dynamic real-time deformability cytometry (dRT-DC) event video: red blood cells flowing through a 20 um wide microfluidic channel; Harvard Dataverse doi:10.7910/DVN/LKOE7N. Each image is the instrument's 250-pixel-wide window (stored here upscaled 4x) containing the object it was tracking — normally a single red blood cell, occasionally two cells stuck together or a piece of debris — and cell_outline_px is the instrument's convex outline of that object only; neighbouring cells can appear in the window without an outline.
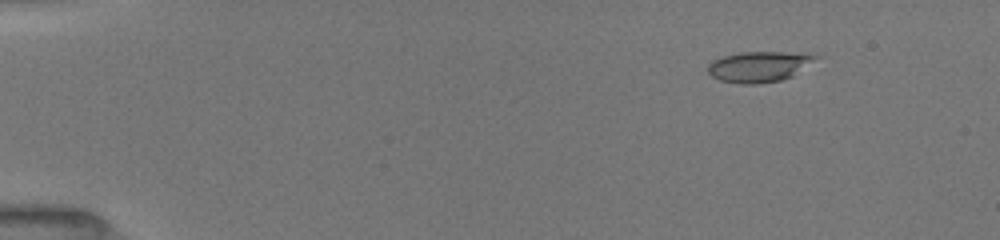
{"species": "common noctule bat (a hibernating species)", "species_latin": "Nyctalus noctula", "temperature_condition": "room temperature", "stored_images_in_passage": 29, "camera_frame_rate_fps": 3000, "um_per_image_px": 0.085, "animal": {"sex": "female", "body_mass_g": 19.5, "forearm_length_mm": 54.1}, "frame": {"image": 1, "passage_image": 10, "time_ms": 1.667, "image_size_px": [1000, 240], "cell_outline_px": [[824, 56], [792, 76], [780, 80], [756, 84], [740, 84], [720, 80], [712, 76], [708, 72], [708, 64], [712, 60], [724, 56], [740, 52], [784, 52]], "centroid_in_image_um": [64.53, 5.66], "position_along_channel_um": 20.5, "area_um2": 19.25}}
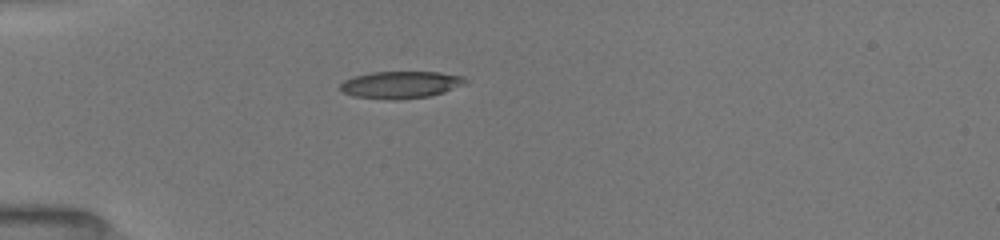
{"frame": {"image": 2, "passage_image": 23, "time_ms": 4.667, "image_size_px": [1000, 240], "cell_outline_px": [[468, 80], [464, 84], [444, 92], [428, 96], [396, 100], [392, 100], [352, 96], [344, 92], [340, 88], [340, 84], [344, 80], [352, 76], [372, 72], [440, 72], [464, 76]], "centroid_in_image_um": [34.05, 7.19], "position_along_channel_um": 51.0, "area_um2": 19.83}}